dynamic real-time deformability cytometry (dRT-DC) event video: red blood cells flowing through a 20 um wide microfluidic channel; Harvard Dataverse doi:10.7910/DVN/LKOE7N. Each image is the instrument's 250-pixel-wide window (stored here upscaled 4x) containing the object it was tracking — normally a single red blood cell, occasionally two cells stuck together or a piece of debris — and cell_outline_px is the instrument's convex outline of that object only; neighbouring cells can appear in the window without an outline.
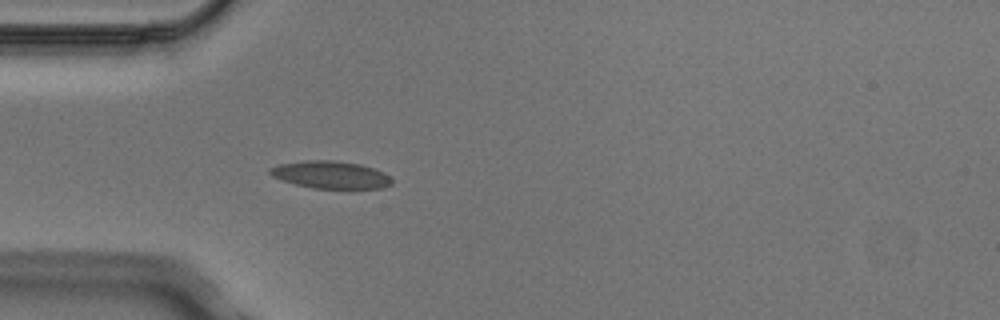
{"species": "Egyptian fruit bat (a non-hibernating species)", "species_latin": "Rousettus aegyptiacus", "temperature_condition": "cold", "stored_images_in_passage": 3, "camera_frame_rate_fps": 3000, "um_per_image_px": 0.085, "animal": {"sex": "male"}, "frame": {"image": 1, "passage_image": 3, "time_ms": 0.667, "image_size_px": [1000, 320], "cell_outline_px": [[392, 184], [384, 188], [312, 188], [296, 184], [272, 176], [268, 172], [268, 168], [280, 164], [304, 160], [332, 160], [360, 164], [384, 172], [392, 180]], "centroid_in_image_um": [28.1, 14.85], "position_along_channel_um": 56.9, "area_um2": 19.36}}